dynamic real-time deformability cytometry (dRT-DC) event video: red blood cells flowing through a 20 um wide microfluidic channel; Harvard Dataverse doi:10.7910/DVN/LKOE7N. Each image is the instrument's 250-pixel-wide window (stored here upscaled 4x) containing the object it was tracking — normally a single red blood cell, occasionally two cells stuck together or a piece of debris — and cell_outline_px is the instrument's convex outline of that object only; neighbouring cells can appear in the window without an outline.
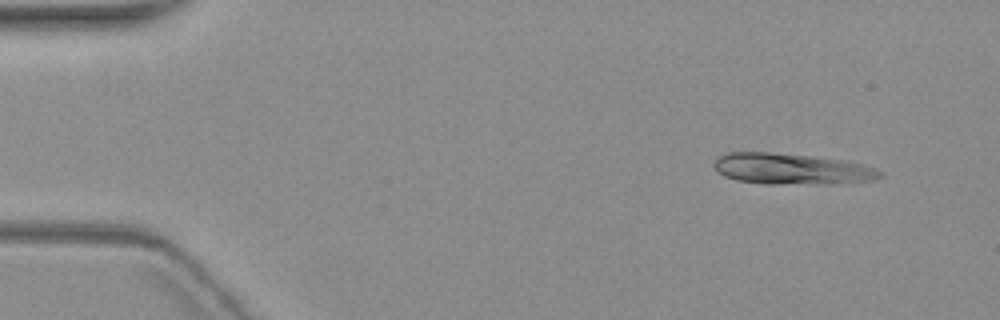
{"species": "common noctule bat (a hibernating species)", "species_latin": "Nyctalus noctula", "temperature_condition": "warm", "stored_images_in_passage": 4, "camera_frame_rate_fps": 3000, "um_per_image_px": 0.085, "animal": {"sex": "female", "body_mass_g": 19.3, "forearm_length_mm": 54.1}, "frame": {"image": 1, "passage_image": 4, "time_ms": 5.333, "image_size_px": [1000, 320], "cell_outline_px": [[884, 176], [876, 180], [832, 184], [764, 184], [736, 180], [724, 176], [716, 172], [712, 164], [716, 156], [724, 152], [768, 152], [848, 160], [864, 164], [876, 168], [884, 172]], "centroid_in_image_um": [67.29, 14.36], "position_along_channel_um": 17.7, "area_um2": 30.75}}